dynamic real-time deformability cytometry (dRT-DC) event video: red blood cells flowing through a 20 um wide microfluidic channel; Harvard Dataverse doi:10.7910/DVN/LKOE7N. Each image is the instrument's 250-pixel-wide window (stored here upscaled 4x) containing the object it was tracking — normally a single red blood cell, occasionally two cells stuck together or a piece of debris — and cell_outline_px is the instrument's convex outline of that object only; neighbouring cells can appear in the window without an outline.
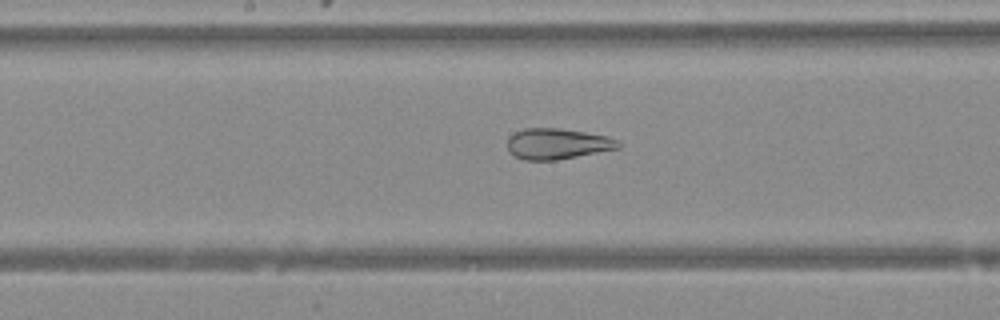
{"species": "Egyptian fruit bat (a non-hibernating species)", "species_latin": "Rousettus aegyptiacus", "temperature_condition": "warm", "stored_images_in_passage": 37, "camera_frame_rate_fps": 3000, "um_per_image_px": 0.085, "animal": {"sex": "female"}, "frame": {"image": 1, "passage_image": 26, "time_ms": 8.333, "image_size_px": [1000, 320], "cell_outline_px": [[620, 148], [556, 160], [524, 160], [508, 152], [508, 136], [524, 128], [560, 128], [608, 136], [616, 140], [620, 144]], "centroid_in_image_um": [47.35, 12.22], "position_along_channel_um": 200.9, "area_um2": 19.83}}
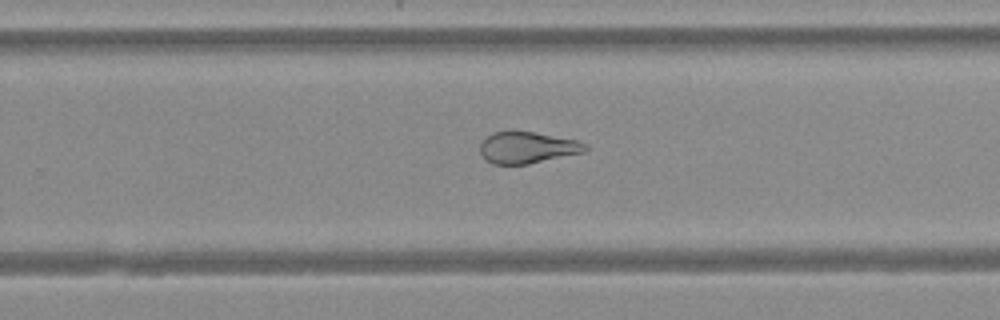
{"frame": {"image": 2, "passage_image": 32, "time_ms": 10.333, "image_size_px": [1000, 320], "cell_outline_px": [[588, 148], [584, 152], [528, 164], [492, 164], [484, 160], [480, 152], [480, 144], [492, 132], [536, 132], [576, 140], [588, 144]], "centroid_in_image_um": [44.82, 12.55], "position_along_channel_um": 285.0, "area_um2": 19.25}}
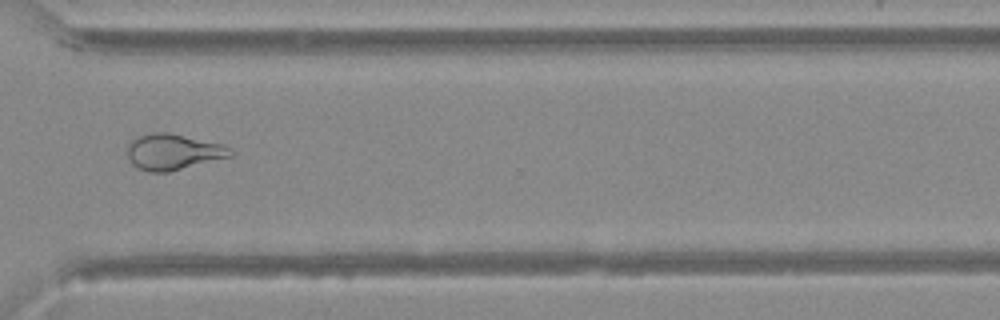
{"frame": {"image": 3, "passage_image": 37, "time_ms": 12.0, "image_size_px": [1000, 320], "cell_outline_px": [[236, 152], [232, 156], [168, 172], [148, 172], [136, 168], [132, 164], [128, 156], [128, 144], [132, 140], [140, 136], [156, 132], [168, 132], [224, 144], [232, 148]], "centroid_in_image_um": [14.76, 12.91], "position_along_channel_um": 355.8, "area_um2": 21.68}}